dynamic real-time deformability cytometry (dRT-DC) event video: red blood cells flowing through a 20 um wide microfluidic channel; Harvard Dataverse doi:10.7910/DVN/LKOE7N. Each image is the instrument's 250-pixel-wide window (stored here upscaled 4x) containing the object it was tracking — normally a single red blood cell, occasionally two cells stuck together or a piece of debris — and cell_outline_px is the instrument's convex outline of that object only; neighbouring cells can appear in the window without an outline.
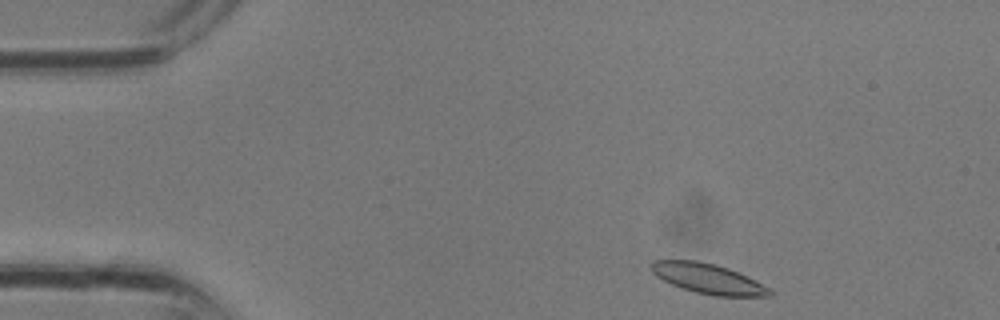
{"species": "common noctule bat (a hibernating species)", "species_latin": "Nyctalus noctula", "temperature_condition": "room temperature", "stored_images_in_passage": 29, "camera_frame_rate_fps": 3000, "um_per_image_px": 0.085, "animal": {"sex": "male", "body_mass_g": 13.3}, "frame": {"image": 1, "passage_image": 1, "time_ms": 0.0, "image_size_px": [1000, 320], "cell_outline_px": [[772, 296], [716, 296], [696, 292], [672, 284], [656, 276], [652, 272], [652, 260], [696, 260], [716, 264], [728, 268], [748, 276], [768, 288], [772, 292]], "centroid_in_image_um": [60.19, 23.67], "position_along_channel_um": 24.8, "area_um2": 20.46}}
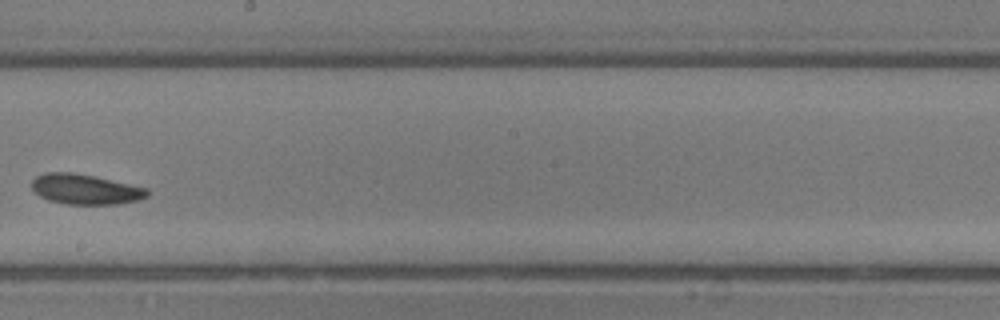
{"frame": {"image": 2, "passage_image": 15, "time_ms": 4.667, "image_size_px": [1000, 320], "cell_outline_px": [[148, 196], [140, 200], [120, 204], [68, 204], [48, 200], [40, 196], [32, 188], [32, 180], [36, 176], [44, 172], [72, 172], [92, 176], [148, 188]], "centroid_in_image_um": [7.25, 16.09], "position_along_channel_um": 240.9, "area_um2": 20.23}}
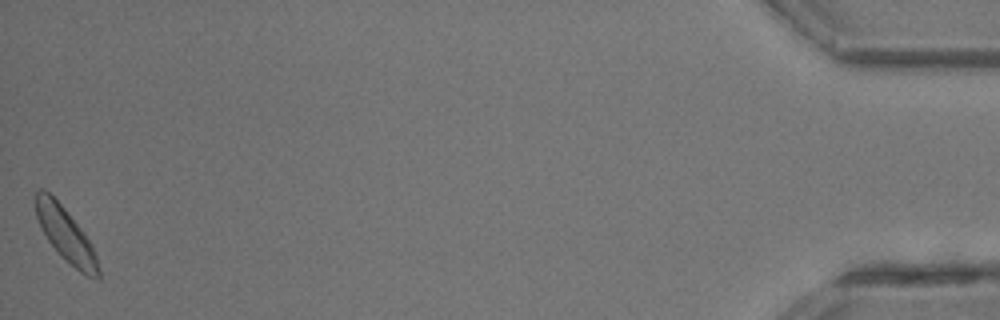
{"frame": {"image": 3, "passage_image": 29, "time_ms": 9.333, "image_size_px": [1000, 320], "cell_outline_px": [[100, 280], [84, 276], [60, 256], [48, 240], [36, 216], [36, 188], [44, 188], [64, 208], [84, 232], [96, 256], [100, 272]], "centroid_in_image_um": [5.6, 19.99], "position_along_channel_um": 429.6, "area_um2": 19.48}}